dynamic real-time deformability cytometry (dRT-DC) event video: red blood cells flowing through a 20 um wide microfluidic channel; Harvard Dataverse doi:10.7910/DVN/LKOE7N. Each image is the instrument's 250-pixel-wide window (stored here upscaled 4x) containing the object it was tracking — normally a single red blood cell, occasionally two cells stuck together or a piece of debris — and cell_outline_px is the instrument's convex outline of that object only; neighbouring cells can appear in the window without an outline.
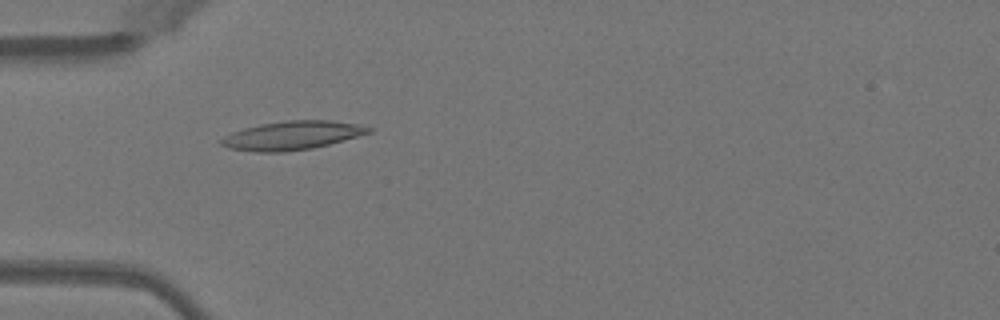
{"species": "Egyptian fruit bat (a non-hibernating species)", "species_latin": "Rousettus aegyptiacus", "temperature_condition": "warm", "stored_images_in_passage": 50, "camera_frame_rate_fps": 3000, "um_per_image_px": 0.085, "animal": {"sex": "female"}, "frame": {"image": 1, "passage_image": 16, "time_ms": 5.0, "image_size_px": [1000, 320], "cell_outline_px": [[372, 132], [328, 144], [312, 148], [284, 152], [252, 152], [228, 148], [220, 144], [220, 140], [224, 136], [232, 132], [244, 128], [260, 124], [288, 120], [328, 120], [356, 124], [372, 128]], "centroid_in_image_um": [24.78, 11.52], "position_along_channel_um": 60.2, "area_um2": 24.51}}
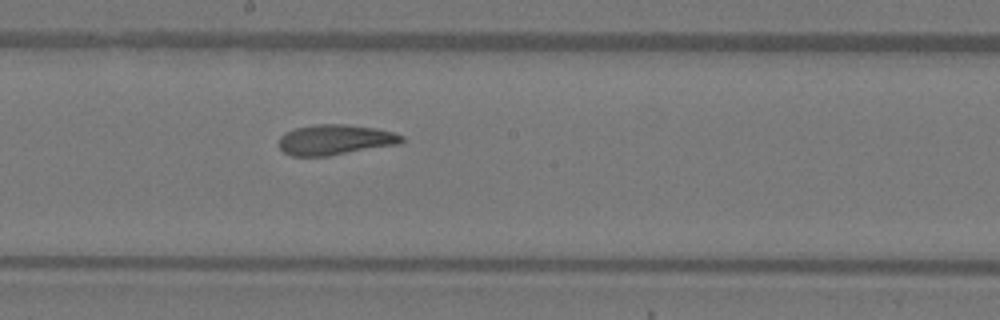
{"frame": {"image": 2, "passage_image": 28, "time_ms": 9.0, "image_size_px": [1000, 320], "cell_outline_px": [[404, 140], [400, 144], [328, 156], [292, 156], [284, 152], [280, 148], [280, 136], [284, 132], [296, 128], [316, 124], [344, 124], [376, 128], [392, 132], [404, 136]], "centroid_in_image_um": [28.5, 11.88], "position_along_channel_um": 219.7, "area_um2": 21.73}}
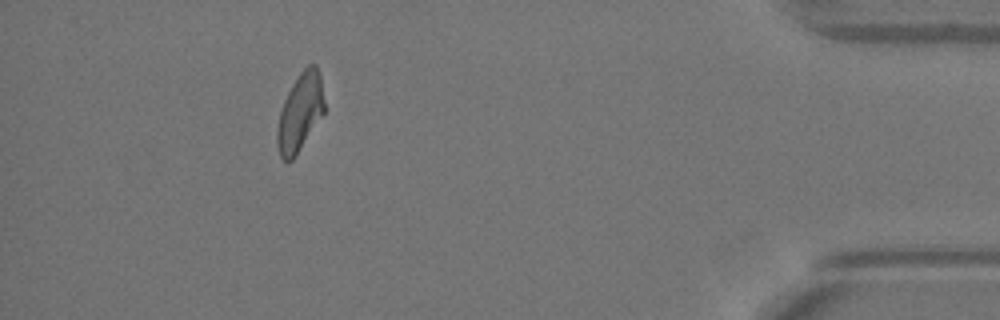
{"frame": {"image": 3, "passage_image": 46, "time_ms": 15.0, "image_size_px": [1000, 320], "cell_outline_px": [[324, 112], [296, 156], [292, 160], [284, 160], [280, 156], [276, 144], [276, 128], [280, 112], [284, 100], [292, 84], [300, 72], [308, 64], [316, 64], [320, 76], [324, 100]], "centroid_in_image_um": [25.49, 9.56], "position_along_channel_um": 409.7, "area_um2": 21.27}, "authors_computed_cell_mechanics": {"area_um2": 22.3397, "velocity_mm_per_s": 4.0552, "shape_relaxation_time_tau1_ms": null, "shape_relaxation_time_tau2_ms": 3.2566, "deformation_change_tau1": null, "deformation_change_tau2": 0.1051}}